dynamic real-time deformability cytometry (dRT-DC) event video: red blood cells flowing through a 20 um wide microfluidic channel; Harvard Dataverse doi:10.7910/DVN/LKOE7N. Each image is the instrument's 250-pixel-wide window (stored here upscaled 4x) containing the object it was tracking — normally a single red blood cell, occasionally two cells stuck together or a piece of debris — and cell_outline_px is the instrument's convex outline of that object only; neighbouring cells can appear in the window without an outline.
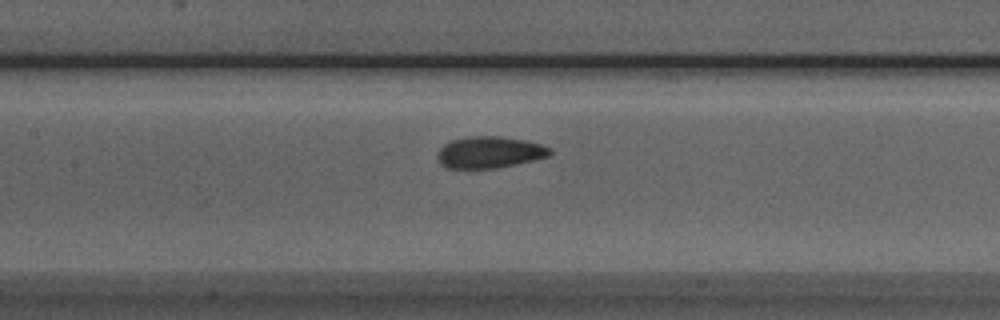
{"species": "Egyptian fruit bat (a non-hibernating species)", "species_latin": "Rousettus aegyptiacus", "temperature_condition": "room temperature", "stored_images_in_passage": 27, "camera_frame_rate_fps": 3000, "um_per_image_px": 0.085, "animal": {"sex": "male"}, "frame": {"image": 1, "passage_image": 9, "time_ms": 2.667, "image_size_px": [1000, 320], "cell_outline_px": [[552, 152], [548, 156], [516, 164], [496, 168], [444, 168], [436, 160], [436, 152], [444, 144], [452, 140], [468, 136], [500, 136], [524, 140], [540, 144], [552, 148]], "centroid_in_image_um": [41.55, 12.94], "position_along_channel_um": 165.8, "area_um2": 20.87}}
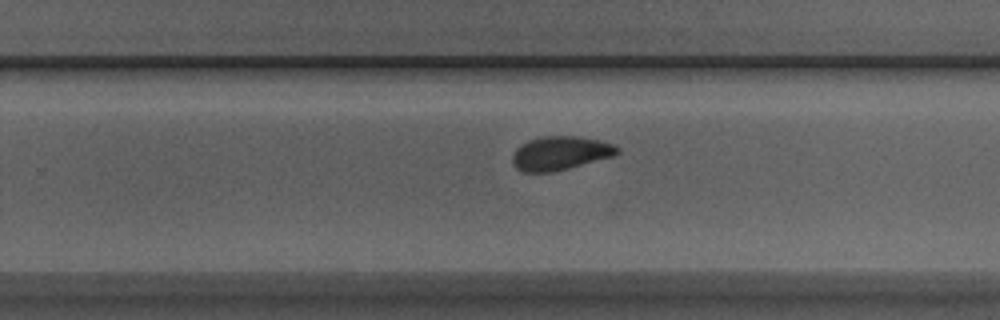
{"frame": {"image": 2, "passage_image": 18, "time_ms": 5.667, "image_size_px": [1000, 320], "cell_outline_px": [[620, 152], [612, 156], [568, 168], [552, 172], [524, 172], [516, 168], [512, 164], [512, 156], [516, 148], [520, 144], [528, 140], [540, 136], [572, 136], [600, 140], [612, 144], [620, 148]], "centroid_in_image_um": [47.58, 13.01], "position_along_channel_um": 282.2, "area_um2": 20.58}}
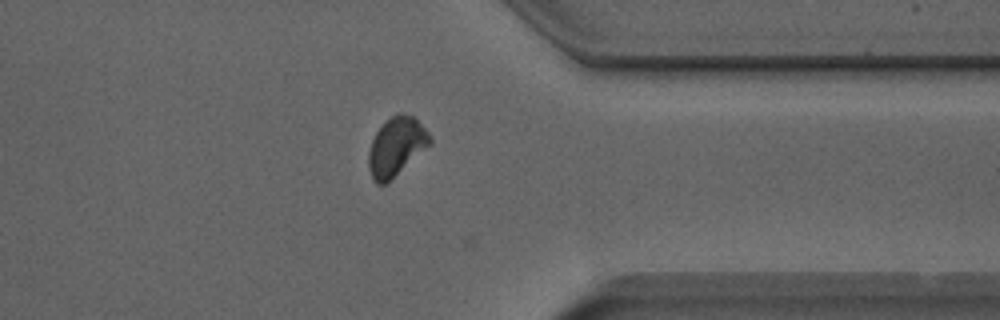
{"frame": {"image": 3, "passage_image": 26, "time_ms": 8.333, "image_size_px": [1000, 320], "cell_outline_px": [[432, 144], [384, 184], [376, 184], [372, 180], [368, 168], [368, 152], [372, 140], [376, 132], [392, 116], [400, 112], [412, 116], [428, 132], [432, 140]], "centroid_in_image_um": [33.67, 12.47], "position_along_channel_um": 377.7, "area_um2": 20.58}}